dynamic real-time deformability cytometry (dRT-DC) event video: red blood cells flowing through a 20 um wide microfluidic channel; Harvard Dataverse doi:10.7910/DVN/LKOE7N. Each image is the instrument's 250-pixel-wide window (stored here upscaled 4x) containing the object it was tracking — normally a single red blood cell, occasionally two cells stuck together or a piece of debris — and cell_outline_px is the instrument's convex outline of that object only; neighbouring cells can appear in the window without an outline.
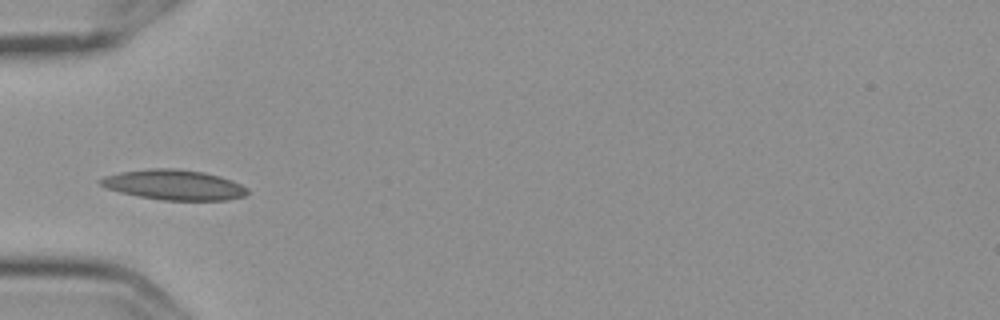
{"species": "Egyptian fruit bat (a non-hibernating species)", "species_latin": "Rousettus aegyptiacus", "temperature_condition": "cold", "stored_images_in_passage": 9, "camera_frame_rate_fps": 3000, "um_per_image_px": 0.085, "frame": {"image": 1, "passage_image": 4, "time_ms": 1.0, "image_size_px": [1000, 320], "cell_outline_px": [[248, 192], [244, 196], [228, 200], [164, 200], [136, 196], [120, 192], [108, 188], [100, 184], [96, 180], [104, 176], [120, 172], [148, 168], [180, 168], [204, 172], [220, 176], [232, 180], [248, 188]], "centroid_in_image_um": [14.78, 15.7], "position_along_channel_um": 70.2, "area_um2": 26.01}}
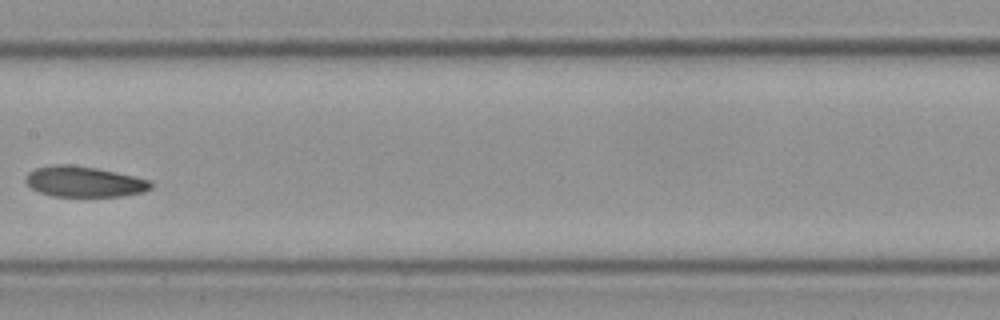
{"frame": {"image": 2, "passage_image": 7, "time_ms": 2.0, "image_size_px": [1000, 320], "cell_outline_px": [[152, 188], [144, 192], [120, 196], [52, 196], [40, 192], [32, 188], [24, 180], [24, 176], [28, 172], [36, 168], [52, 164], [68, 164], [96, 168], [116, 172], [152, 180]], "centroid_in_image_um": [7.15, 15.43], "position_along_channel_um": 200.3, "area_um2": 22.43}}
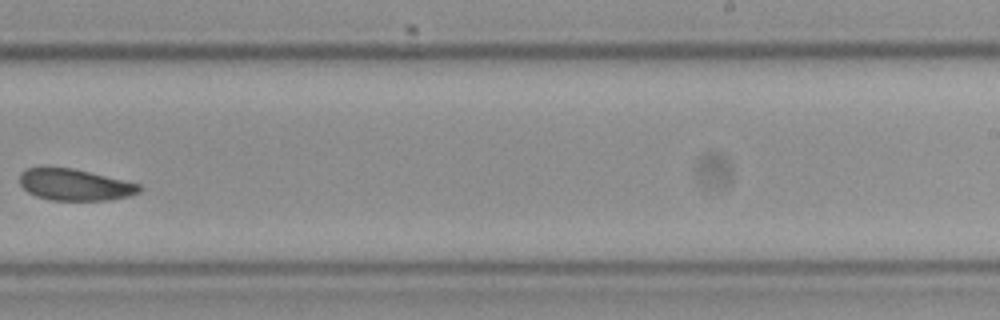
{"frame": {"image": 3, "passage_image": 9, "time_ms": 2.667, "image_size_px": [1000, 320], "cell_outline_px": [[140, 192], [128, 196], [112, 200], [48, 200], [36, 196], [28, 192], [20, 184], [20, 172], [28, 168], [44, 164], [72, 168], [140, 184]], "centroid_in_image_um": [6.28, 15.67], "position_along_channel_um": 282.7, "area_um2": 22.37}}